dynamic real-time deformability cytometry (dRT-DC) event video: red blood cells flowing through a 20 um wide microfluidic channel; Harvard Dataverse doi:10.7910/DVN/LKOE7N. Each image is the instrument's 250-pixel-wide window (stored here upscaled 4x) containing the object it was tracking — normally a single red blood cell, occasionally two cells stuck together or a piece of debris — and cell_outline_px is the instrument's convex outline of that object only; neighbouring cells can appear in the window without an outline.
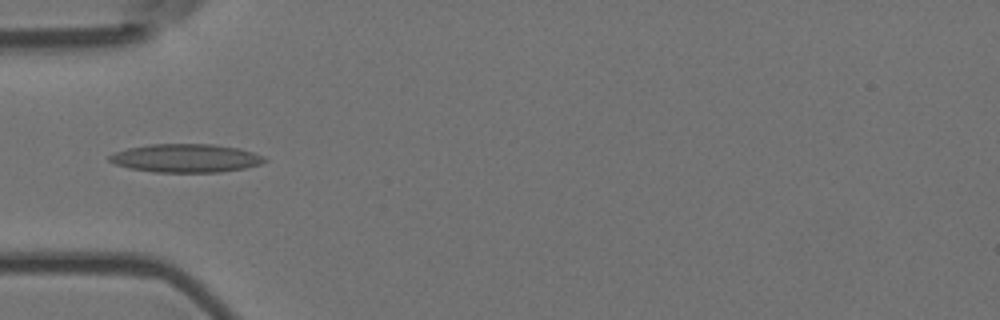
{"species": "Egyptian fruit bat (a non-hibernating species)", "species_latin": "Rousettus aegyptiacus", "temperature_condition": "room temperature", "stored_images_in_passage": 4, "camera_frame_rate_fps": 3000, "um_per_image_px": 0.085, "animal": {"sex": "female"}, "frame": {"image": 1, "passage_image": 4, "time_ms": 1.0, "image_size_px": [1000, 320], "cell_outline_px": [[268, 160], [260, 164], [244, 168], [220, 172], [152, 172], [128, 168], [116, 164], [108, 160], [108, 156], [116, 152], [128, 148], [148, 144], [212, 144], [240, 148], [264, 156]], "centroid_in_image_um": [15.8, 13.44], "position_along_channel_um": 69.2, "area_um2": 25.72}}